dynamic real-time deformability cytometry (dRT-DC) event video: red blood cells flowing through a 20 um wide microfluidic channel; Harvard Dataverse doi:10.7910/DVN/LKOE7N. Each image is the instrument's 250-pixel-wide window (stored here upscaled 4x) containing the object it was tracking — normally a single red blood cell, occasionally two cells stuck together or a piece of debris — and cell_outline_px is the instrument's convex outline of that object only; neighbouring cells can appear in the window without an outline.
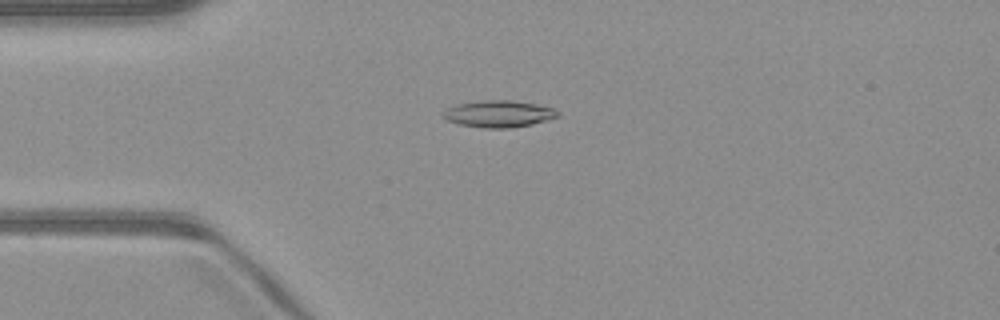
{"species": "common noctule bat (a hibernating species)", "species_latin": "Nyctalus noctula", "temperature_condition": "warm", "stored_images_in_passage": 39, "camera_frame_rate_fps": 3000, "um_per_image_px": 0.085, "animal": {"sex": "male", "body_mass_g": 23.1, "forearm_length_mm": 52.7}, "frame": {"image": 1, "passage_image": 1, "time_ms": 0.0, "image_size_px": [1000, 320], "cell_outline_px": [[560, 116], [532, 124], [508, 128], [484, 128], [460, 124], [448, 120], [440, 112], [456, 104], [484, 100], [508, 100], [536, 104], [552, 108], [560, 112]], "centroid_in_image_um": [42.39, 9.67], "position_along_channel_um": 42.6, "area_um2": 17.74}}
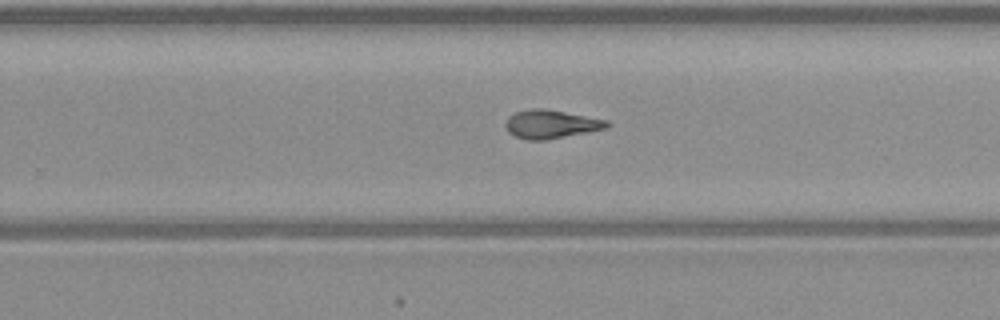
{"frame": {"image": 2, "passage_image": 20, "time_ms": 6.333, "image_size_px": [1000, 320], "cell_outline_px": [[612, 124], [608, 128], [548, 140], [528, 140], [516, 136], [508, 132], [504, 124], [508, 116], [516, 112], [532, 108], [544, 108], [608, 120]], "centroid_in_image_um": [46.85, 10.55], "position_along_channel_um": 283.0, "area_um2": 16.99}}
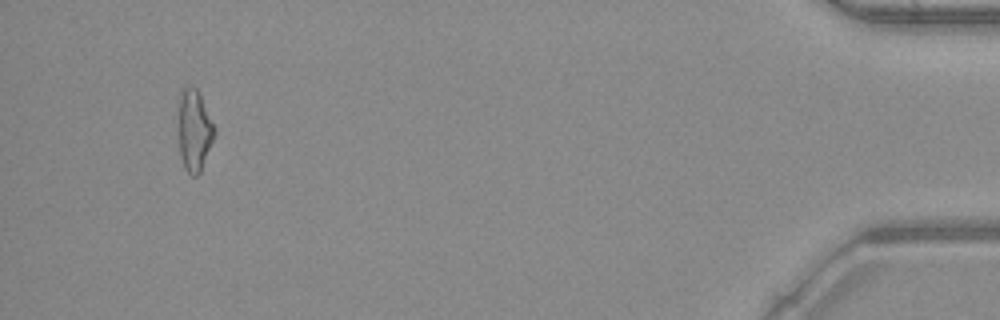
{"frame": {"image": 3, "passage_image": 36, "time_ms": 11.667, "image_size_px": [1000, 320], "cell_outline_px": [[216, 132], [200, 172], [196, 176], [192, 176], [184, 168], [180, 156], [176, 112], [180, 92], [184, 88], [192, 84], [196, 88], [216, 128]], "centroid_in_image_um": [16.46, 11.05], "position_along_channel_um": 418.7, "area_um2": 17.57}, "authors_computed_cell_mechanics": {"area_um2": 16.5308, "velocity_mm_per_s": 4.0998, "shape_relaxation_time_tau1_ms": 7.4921, "shape_relaxation_time_tau2_ms": 5.2725, "deformation_change_tau1": 0.2128, "deformation_change_tau2": 0.1328}}